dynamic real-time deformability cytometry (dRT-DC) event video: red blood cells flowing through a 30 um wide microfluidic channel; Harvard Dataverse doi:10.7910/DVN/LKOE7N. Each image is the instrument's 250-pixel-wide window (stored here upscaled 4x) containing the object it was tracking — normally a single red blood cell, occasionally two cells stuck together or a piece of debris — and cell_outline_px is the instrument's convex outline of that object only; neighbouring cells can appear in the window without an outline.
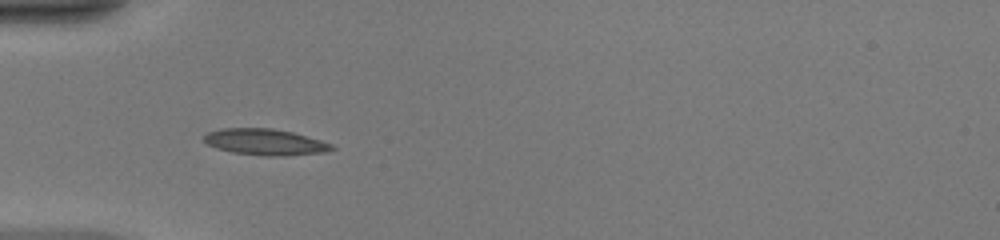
{"species": "common noctule bat (a hibernating species)", "species_latin": "Nyctalus noctula", "temperature_condition": "warm", "stored_images_in_passage": 37, "camera_frame_rate_fps": 3000, "um_per_image_px": 0.085, "animal": {"sex": "female", "body_mass_g": 20.0, "forearm_length_mm": 54.0}, "frame": {"image": 1, "passage_image": 4, "time_ms": 1.0, "image_size_px": [1000, 240], "cell_outline_px": [[336, 148], [328, 152], [284, 156], [264, 156], [232, 152], [216, 148], [208, 144], [204, 140], [204, 136], [208, 132], [220, 128], [272, 128], [292, 132], [320, 140], [332, 144]], "centroid_in_image_um": [22.55, 12.08], "position_along_channel_um": 62.4, "area_um2": 19.59}}
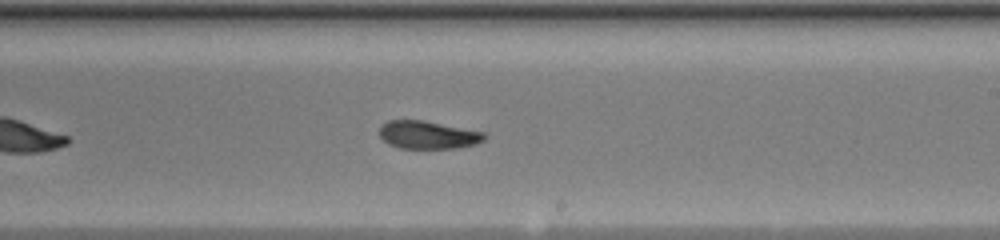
{"frame": {"image": 2, "passage_image": 18, "time_ms": 5.667, "image_size_px": [1000, 240], "cell_outline_px": [[484, 140], [476, 144], [456, 148], [400, 148], [388, 144], [380, 136], [380, 128], [388, 120], [420, 120], [484, 132]], "centroid_in_image_um": [36.36, 11.47], "position_along_channel_um": 252.6, "area_um2": 16.76}}
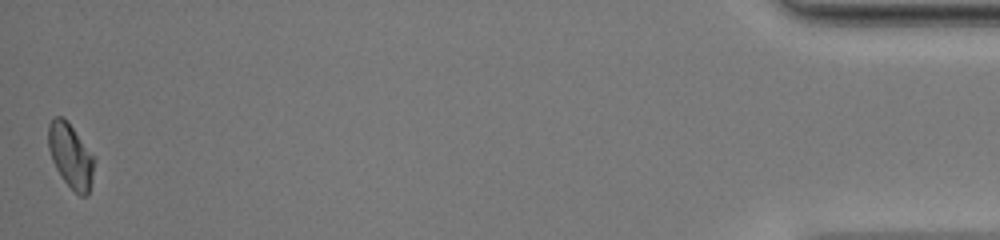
{"frame": {"image": 3, "passage_image": 37, "time_ms": 12.0, "image_size_px": [1000, 240], "cell_outline_px": [[96, 160], [88, 196], [80, 196], [64, 180], [56, 168], [52, 160], [48, 148], [48, 124], [56, 116], [60, 116], [68, 120], [96, 156]], "centroid_in_image_um": [6.04, 13.2], "position_along_channel_um": 429.2, "area_um2": 17.57}, "authors_computed_cell_mechanics": {"area_um2": 17.7446, "velocity_mm_per_s": 4.1784, "shape_relaxation_time_tau1_ms": null, "shape_relaxation_time_tau2_ms": 1.6864, "deformation_change_tau1": null, "deformation_change_tau2": 0.0672}}